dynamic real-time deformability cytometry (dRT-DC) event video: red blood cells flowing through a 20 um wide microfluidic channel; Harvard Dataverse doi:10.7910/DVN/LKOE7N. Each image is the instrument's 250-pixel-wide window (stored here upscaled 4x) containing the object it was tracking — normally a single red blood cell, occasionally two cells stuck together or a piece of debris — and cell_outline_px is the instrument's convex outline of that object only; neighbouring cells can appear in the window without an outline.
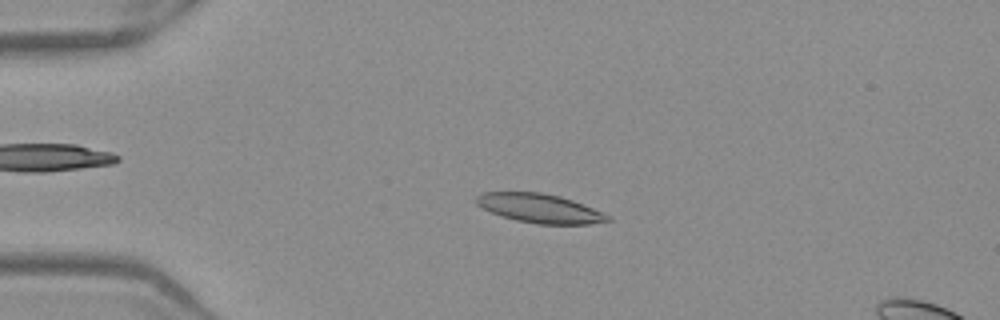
{"species": "Egyptian fruit bat (a non-hibernating species)", "species_latin": "Rousettus aegyptiacus", "temperature_condition": "warm", "stored_images_in_passage": 51, "camera_frame_rate_fps": 3000, "um_per_image_px": 0.085, "frame": {"image": 1, "passage_image": 12, "time_ms": 3.667, "image_size_px": [1000, 320], "cell_outline_px": [[612, 220], [588, 224], [536, 224], [516, 220], [500, 216], [476, 204], [476, 196], [484, 192], [540, 192], [560, 196], [572, 200], [592, 208], [608, 216]], "centroid_in_image_um": [45.84, 17.7], "position_along_channel_um": 39.2, "area_um2": 21.96}}
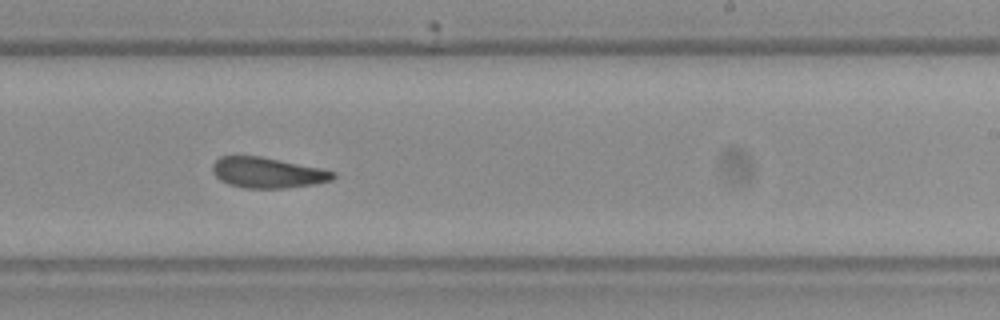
{"frame": {"image": 2, "passage_image": 32, "time_ms": 10.333, "image_size_px": [1000, 320], "cell_outline_px": [[336, 176], [332, 180], [316, 184], [284, 188], [244, 188], [228, 184], [220, 180], [212, 172], [212, 164], [220, 156], [260, 156], [324, 168], [336, 172]], "centroid_in_image_um": [22.77, 14.67], "position_along_channel_um": 266.2, "area_um2": 21.73}}
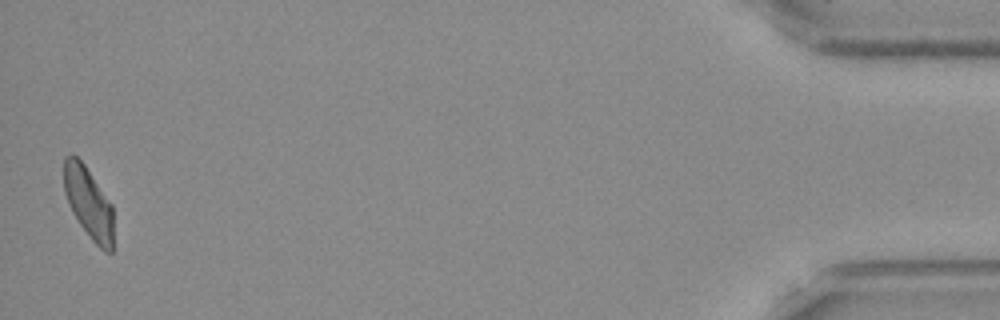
{"frame": {"image": 3, "passage_image": 51, "time_ms": 16.667, "image_size_px": [1000, 320], "cell_outline_px": [[112, 252], [104, 252], [92, 240], [80, 224], [72, 212], [68, 204], [64, 192], [64, 156], [72, 152], [84, 164], [112, 204]], "centroid_in_image_um": [7.5, 17.2], "position_along_channel_um": 427.7, "area_um2": 20.52}, "authors_computed_cell_mechanics": {"area_um2": 22.1374, "velocity_mm_per_s": 3.9406, "shape_relaxation_time_tau1_ms": null, "shape_relaxation_time_tau2_ms": 5.3324, "deformation_change_tau1": null, "deformation_change_tau2": 0.1382}}